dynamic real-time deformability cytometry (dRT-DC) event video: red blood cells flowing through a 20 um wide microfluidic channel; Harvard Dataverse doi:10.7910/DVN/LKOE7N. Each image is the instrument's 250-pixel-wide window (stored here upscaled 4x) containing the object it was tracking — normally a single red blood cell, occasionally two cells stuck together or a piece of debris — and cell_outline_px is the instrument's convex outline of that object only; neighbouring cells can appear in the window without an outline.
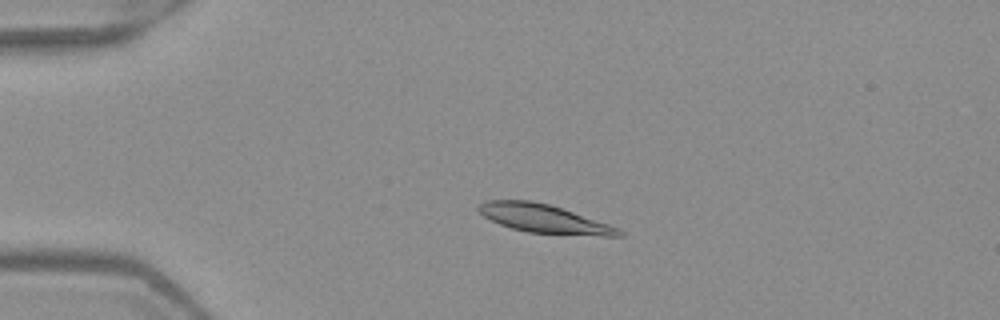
{"species": "Egyptian fruit bat (a non-hibernating species)", "species_latin": "Rousettus aegyptiacus", "temperature_condition": "warm", "stored_images_in_passage": 6, "camera_frame_rate_fps": 3000, "um_per_image_px": 0.085, "frame": {"image": 1, "passage_image": 4, "time_ms": 1.0, "image_size_px": [1000, 320], "cell_outline_px": [[624, 236], [604, 236], [528, 232], [512, 228], [500, 224], [484, 216], [476, 208], [484, 200], [532, 200], [548, 204], [620, 228], [624, 232]], "centroid_in_image_um": [46.23, 18.58], "position_along_channel_um": 38.8, "area_um2": 22.95}}